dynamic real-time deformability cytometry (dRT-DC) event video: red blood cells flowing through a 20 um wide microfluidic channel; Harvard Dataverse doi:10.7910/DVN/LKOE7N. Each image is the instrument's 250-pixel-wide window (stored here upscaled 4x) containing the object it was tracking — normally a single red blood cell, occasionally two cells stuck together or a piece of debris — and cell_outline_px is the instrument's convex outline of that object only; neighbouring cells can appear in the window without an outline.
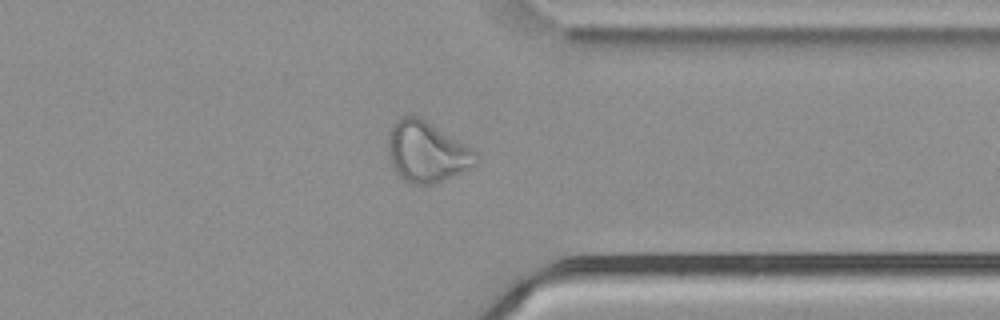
{"species": "common noctule bat (a hibernating species)", "species_latin": "Nyctalus noctula", "temperature_condition": "cold", "stored_images_in_passage": 54, "camera_frame_rate_fps": 3000, "um_per_image_px": 0.085, "animal": {"sex": "male", "body_mass_g": 21.5, "forearm_length_mm": 52.0}, "frame": {"image": 1, "passage_image": 42, "time_ms": 13.667, "image_size_px": [1000, 320], "cell_outline_px": [[480, 160], [476, 168], [436, 184], [412, 184], [404, 180], [392, 168], [388, 156], [388, 136], [396, 120], [404, 116], [420, 116], [472, 148], [480, 156]], "centroid_in_image_um": [36.34, 12.95], "position_along_channel_um": 375.1, "area_um2": 31.79}}
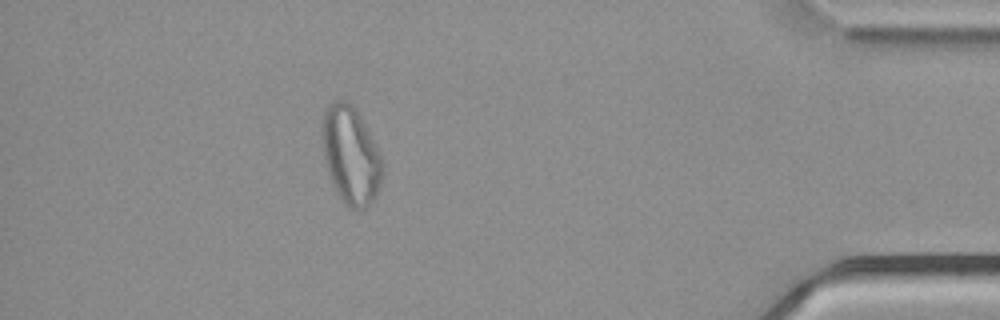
{"frame": {"image": 2, "passage_image": 48, "time_ms": 15.667, "image_size_px": [1000, 320], "cell_outline_px": [[384, 172], [376, 196], [364, 208], [348, 208], [340, 200], [332, 184], [328, 172], [324, 156], [324, 112], [328, 104], [332, 100], [348, 100], [356, 108], [384, 164]], "centroid_in_image_um": [29.83, 13.22], "position_along_channel_um": 405.4, "area_um2": 33.81}}